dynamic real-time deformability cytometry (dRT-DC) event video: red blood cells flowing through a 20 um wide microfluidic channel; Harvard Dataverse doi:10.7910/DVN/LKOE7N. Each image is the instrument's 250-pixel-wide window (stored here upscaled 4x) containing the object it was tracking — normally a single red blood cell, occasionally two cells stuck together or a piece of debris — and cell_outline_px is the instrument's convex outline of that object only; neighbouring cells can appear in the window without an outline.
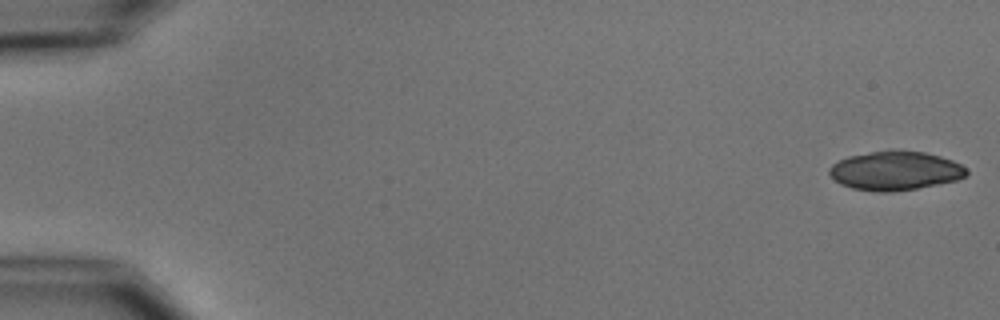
{"species": "common noctule bat (a hibernating species)", "species_latin": "Nyctalus noctula", "temperature_condition": "cold", "stored_images_in_passage": 5, "camera_frame_rate_fps": 3000, "um_per_image_px": 0.085, "animal": {"sex": "male", "body_mass_g": 15.6}, "frame": {"image": 1, "passage_image": 1, "time_ms": 0.0, "image_size_px": [1000, 320], "cell_outline_px": [[968, 172], [964, 176], [956, 180], [916, 188], [892, 192], [876, 192], [852, 188], [840, 184], [828, 172], [828, 168], [832, 164], [848, 156], [872, 152], [900, 148], [924, 152], [940, 156], [952, 160], [960, 164]], "centroid_in_image_um": [76.07, 14.49], "position_along_channel_um": 8.9, "area_um2": 31.21}}